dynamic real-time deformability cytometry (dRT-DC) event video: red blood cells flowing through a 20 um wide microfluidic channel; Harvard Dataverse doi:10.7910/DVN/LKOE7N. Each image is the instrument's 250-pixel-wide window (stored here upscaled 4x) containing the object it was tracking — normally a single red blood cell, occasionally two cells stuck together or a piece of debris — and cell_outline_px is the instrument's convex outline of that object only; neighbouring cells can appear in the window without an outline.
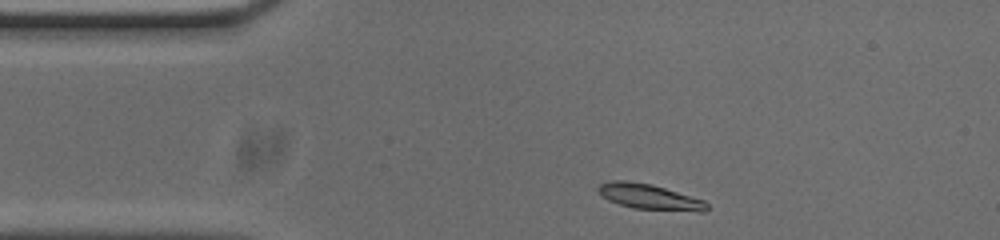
{"species": "common noctule bat (a hibernating species)", "species_latin": "Nyctalus noctula", "temperature_condition": "cold", "stored_images_in_passage": 45, "camera_frame_rate_fps": 3000, "um_per_image_px": 0.085, "animal": {"sex": "male", "body_mass_g": 20.0, "forearm_length_mm": 53.3}, "frame": {"image": 1, "passage_image": 1, "time_ms": 0.0, "image_size_px": [1000, 240], "cell_outline_px": [[708, 208], [704, 212], [700, 212], [632, 208], [608, 200], [596, 188], [600, 184], [612, 180], [628, 180], [652, 184], [704, 200], [708, 204]], "centroid_in_image_um": [55.23, 16.72], "position_along_channel_um": 29.8, "area_um2": 16.07}}
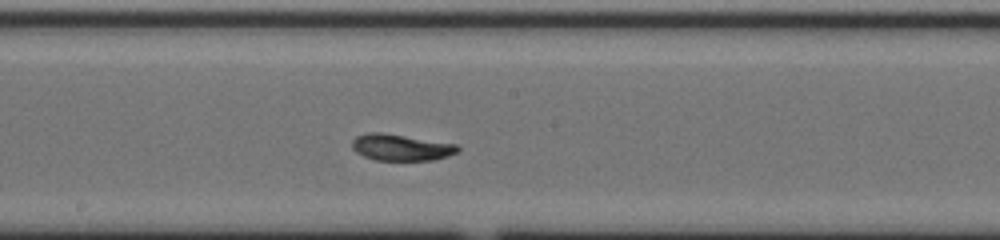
{"frame": {"image": 2, "passage_image": 19, "time_ms": 6.0, "image_size_px": [1000, 240], "cell_outline_px": [[460, 148], [456, 152], [448, 156], [432, 160], [376, 160], [364, 156], [356, 152], [352, 148], [352, 140], [356, 136], [368, 132], [384, 132], [456, 144]], "centroid_in_image_um": [34.06, 12.52], "position_along_channel_um": 214.1, "area_um2": 16.3}}
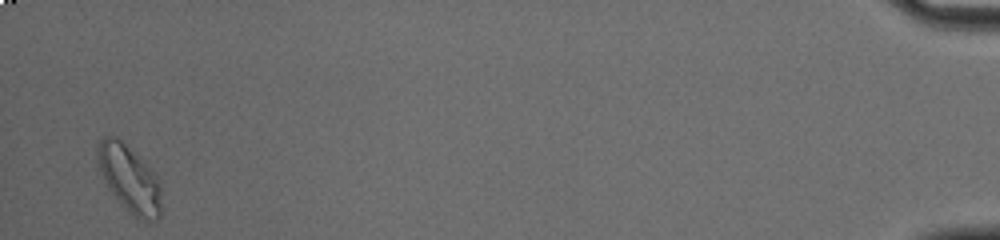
{"frame": {"image": 3, "passage_image": 44, "time_ms": 14.333, "image_size_px": [1000, 240], "cell_outline_px": [[160, 220], [152, 224], [140, 220], [120, 204], [108, 188], [100, 172], [96, 160], [96, 148], [100, 140], [104, 136], [116, 136], [152, 168], [160, 184]], "centroid_in_image_um": [11.0, 15.22], "position_along_channel_um": 424.2, "area_um2": 25.26}, "authors_computed_cell_mechanics": {"area_um2": 16.2996, "velocity_mm_per_s": 3.704, "shape_relaxation_time_tau1_ms": 5.3044, "shape_relaxation_time_tau2_ms": 1.7156, "deformation_change_tau1": 0.1779, "deformation_change_tau2": 0.0571}}